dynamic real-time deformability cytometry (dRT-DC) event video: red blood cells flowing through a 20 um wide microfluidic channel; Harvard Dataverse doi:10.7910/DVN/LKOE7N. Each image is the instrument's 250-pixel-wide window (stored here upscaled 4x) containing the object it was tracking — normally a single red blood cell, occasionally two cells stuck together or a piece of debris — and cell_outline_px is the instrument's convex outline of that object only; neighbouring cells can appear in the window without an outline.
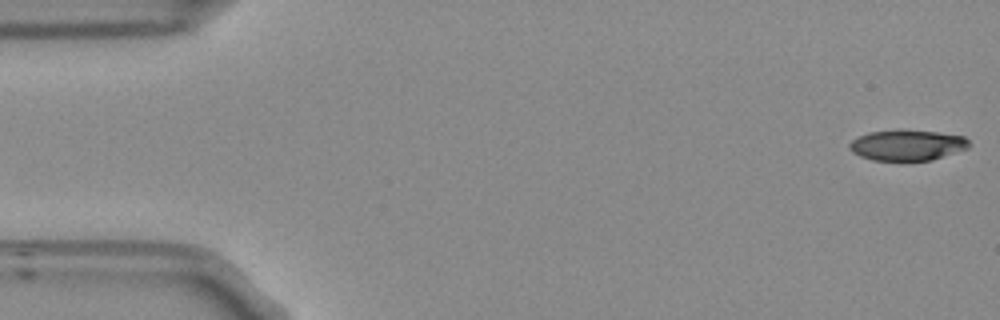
{"species": "Egyptian fruit bat (a non-hibernating species)", "species_latin": "Rousettus aegyptiacus", "temperature_condition": "room temperature", "stored_images_in_passage": 16, "camera_frame_rate_fps": 3000, "um_per_image_px": 0.085, "frame": {"image": 1, "passage_image": 1, "time_ms": 0.0, "image_size_px": [1000, 320], "cell_outline_px": [[972, 144], [968, 148], [932, 160], [872, 160], [860, 156], [852, 152], [848, 148], [848, 144], [856, 136], [868, 132], [900, 128], [936, 132], [964, 136]], "centroid_in_image_um": [77.08, 12.31], "position_along_channel_um": 7.9, "area_um2": 21.79}}
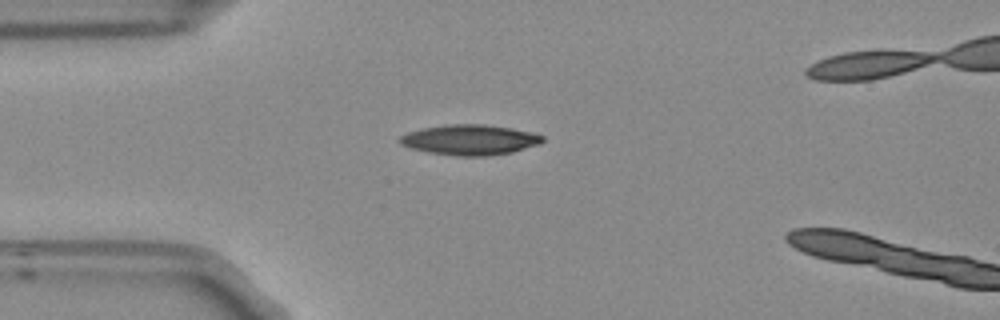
{"frame": {"image": 2, "passage_image": 13, "time_ms": 4.0, "image_size_px": [1000, 320], "cell_outline_px": [[544, 140], [540, 144], [512, 152], [484, 156], [456, 156], [428, 152], [412, 148], [400, 144], [396, 140], [400, 136], [408, 132], [420, 128], [448, 124], [484, 124], [512, 128], [532, 132], [544, 136]], "centroid_in_image_um": [39.92, 11.88], "position_along_channel_um": 45.1, "area_um2": 25.37}}